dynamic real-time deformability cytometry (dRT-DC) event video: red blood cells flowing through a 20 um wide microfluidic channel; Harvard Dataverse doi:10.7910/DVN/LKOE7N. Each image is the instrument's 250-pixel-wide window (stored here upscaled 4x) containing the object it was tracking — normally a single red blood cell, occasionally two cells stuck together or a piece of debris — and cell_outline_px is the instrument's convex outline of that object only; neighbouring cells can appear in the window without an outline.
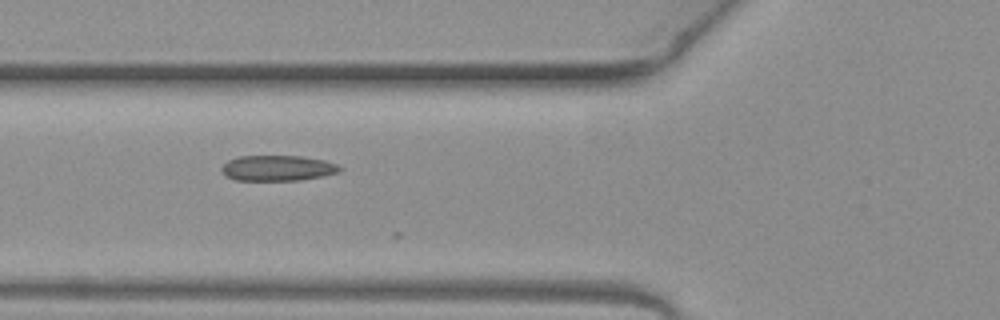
{"species": "common noctule bat (a hibernating species)", "species_latin": "Nyctalus noctula", "temperature_condition": "warm", "stored_images_in_passage": 3, "camera_frame_rate_fps": 3000, "um_per_image_px": 0.085, "animal": {"sex": "female", "body_mass_g": 19.3, "forearm_length_mm": 54.1}, "frame": {"image": 1, "passage_image": 2, "time_ms": 0.333, "image_size_px": [1000, 320], "cell_outline_px": [[344, 168], [340, 172], [300, 180], [236, 180], [224, 176], [220, 172], [220, 168], [228, 160], [236, 156], [304, 156], [324, 160], [336, 164]], "centroid_in_image_um": [23.56, 14.28], "position_along_channel_um": 102.2, "area_um2": 17.74}}
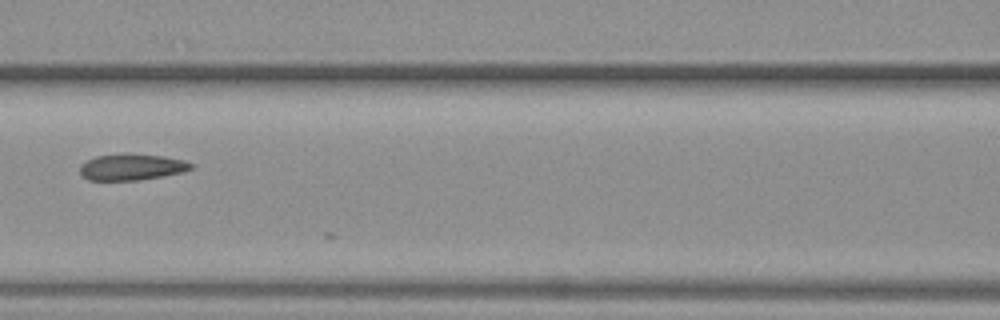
{"frame": {"image": 2, "passage_image": 3, "time_ms": 0.667, "image_size_px": [1000, 320], "cell_outline_px": [[192, 168], [184, 172], [164, 176], [140, 180], [88, 180], [80, 172], [80, 164], [96, 156], [124, 152], [164, 156], [184, 160], [192, 164]], "centroid_in_image_um": [11.2, 14.18], "position_along_channel_um": 155.4, "area_um2": 17.28}}